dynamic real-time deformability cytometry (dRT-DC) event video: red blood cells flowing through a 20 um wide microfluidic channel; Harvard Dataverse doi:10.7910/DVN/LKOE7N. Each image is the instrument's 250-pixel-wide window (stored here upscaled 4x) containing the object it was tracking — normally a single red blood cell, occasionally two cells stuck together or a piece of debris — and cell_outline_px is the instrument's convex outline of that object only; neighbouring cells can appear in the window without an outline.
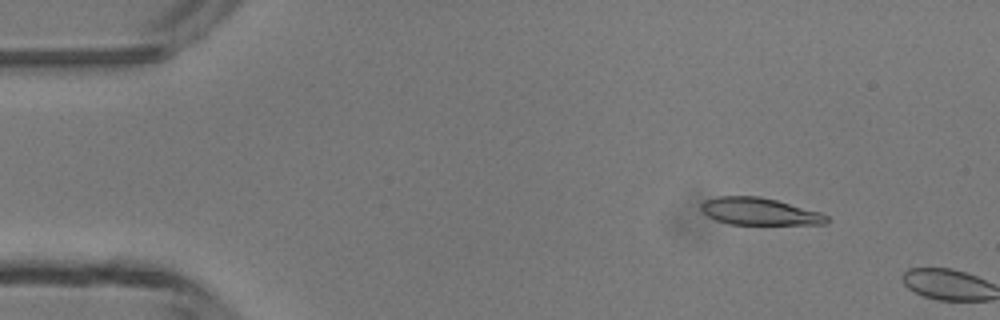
{"species": "common noctule bat (a hibernating species)", "species_latin": "Nyctalus noctula", "temperature_condition": "room temperature", "stored_images_in_passage": 3, "camera_frame_rate_fps": 3000, "um_per_image_px": 0.085, "animal": {"sex": "male", "body_mass_g": 13.3}, "frame": {"image": 1, "passage_image": 2, "time_ms": 1.0, "image_size_px": [1000, 320], "cell_outline_px": [[828, 220], [824, 224], [728, 224], [716, 220], [708, 216], [700, 208], [700, 204], [704, 200], [716, 196], [760, 196], [776, 200], [820, 212], [828, 216]], "centroid_in_image_um": [64.5, 17.96], "position_along_channel_um": 20.5, "area_um2": 19.83}}